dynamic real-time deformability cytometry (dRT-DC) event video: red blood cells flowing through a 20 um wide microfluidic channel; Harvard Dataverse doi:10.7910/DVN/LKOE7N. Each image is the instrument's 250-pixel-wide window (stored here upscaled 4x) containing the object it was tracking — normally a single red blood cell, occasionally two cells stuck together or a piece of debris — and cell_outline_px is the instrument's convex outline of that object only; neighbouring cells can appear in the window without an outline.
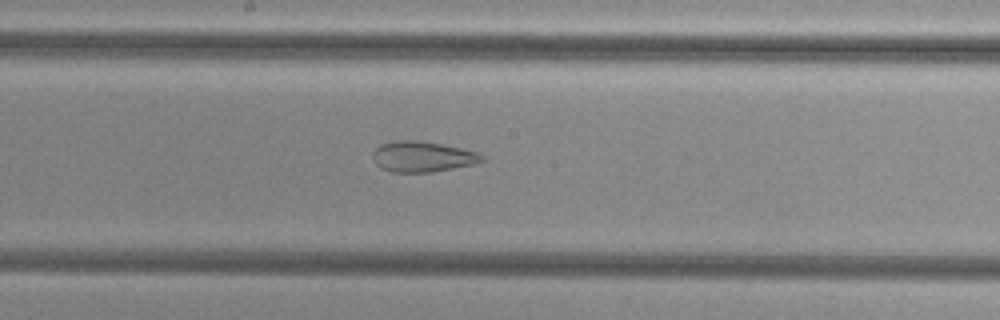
{"species": "common noctule bat (a hibernating species)", "species_latin": "Nyctalus noctula", "temperature_condition": "cold", "stored_images_in_passage": 52, "camera_frame_rate_fps": 3000, "um_per_image_px": 0.085, "animal": {"sex": "female", "body_mass_g": 29.2, "forearm_length_mm": 56.3}, "frame": {"image": 1, "passage_image": 27, "time_ms": 8.667, "image_size_px": [1000, 320], "cell_outline_px": [[484, 160], [472, 164], [432, 172], [392, 172], [380, 168], [376, 164], [372, 156], [372, 152], [380, 144], [396, 140], [420, 140], [460, 148], [476, 152], [484, 156]], "centroid_in_image_um": [35.85, 13.31], "position_along_channel_um": 212.3, "area_um2": 19.36}}
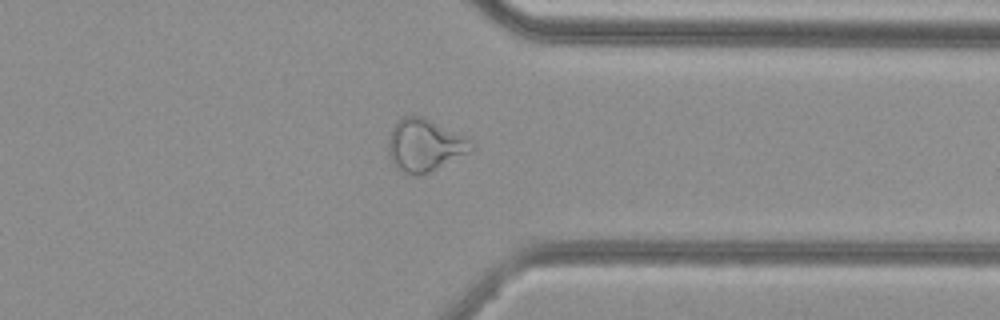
{"frame": {"image": 2, "passage_image": 40, "time_ms": 13.0, "image_size_px": [1000, 320], "cell_outline_px": [[476, 148], [428, 172], [416, 176], [412, 176], [400, 172], [392, 164], [388, 156], [388, 136], [396, 120], [404, 116], [424, 116], [464, 136], [476, 144]], "centroid_in_image_um": [36.04, 12.34], "position_along_channel_um": 375.4, "area_um2": 25.55}}
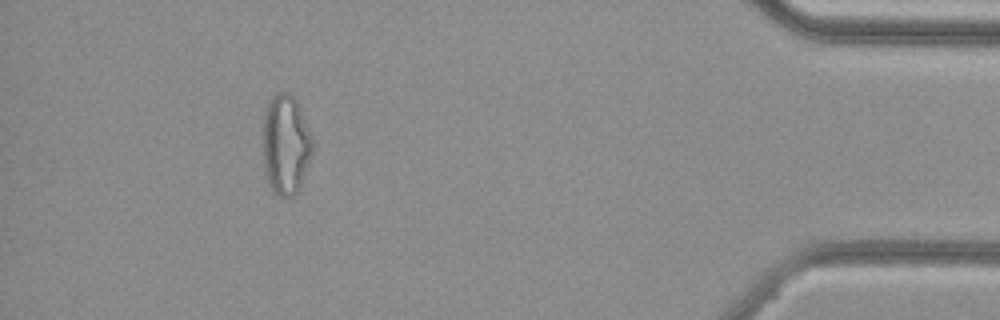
{"frame": {"image": 3, "passage_image": 47, "time_ms": 15.333, "image_size_px": [1000, 320], "cell_outline_px": [[312, 156], [300, 188], [292, 196], [280, 196], [272, 188], [264, 172], [260, 132], [268, 100], [276, 92], [288, 92], [296, 100], [300, 108], [312, 136]], "centroid_in_image_um": [24.25, 12.26], "position_along_channel_um": 411.0, "area_um2": 29.54}, "authors_computed_cell_mechanics": {"area_um2": 27.5706, "velocity_mm_per_s": 3.8213, "shape_relaxation_time_tau1_ms": null, "shape_relaxation_time_tau2_ms": 1.4472, "deformation_change_tau1": null, "deformation_change_tau2": 0.0913}}